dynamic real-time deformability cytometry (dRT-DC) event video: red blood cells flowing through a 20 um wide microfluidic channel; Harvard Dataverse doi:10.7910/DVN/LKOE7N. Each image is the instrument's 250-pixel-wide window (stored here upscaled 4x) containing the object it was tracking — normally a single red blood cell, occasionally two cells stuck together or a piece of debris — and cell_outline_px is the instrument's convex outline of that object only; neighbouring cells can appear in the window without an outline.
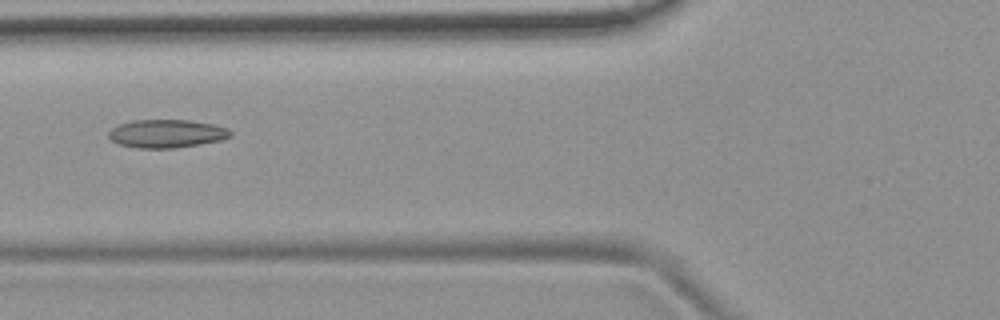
{"species": "common noctule bat (a hibernating species)", "species_latin": "Nyctalus noctula", "temperature_condition": "room temperature", "stored_images_in_passage": 40, "camera_frame_rate_fps": 3000, "um_per_image_px": 0.085, "animal": {"sex": "female", "body_mass_g": 19.9}, "frame": {"image": 1, "passage_image": 7, "time_ms": 2.0, "image_size_px": [1000, 320], "cell_outline_px": [[232, 136], [220, 140], [172, 148], [140, 148], [120, 144], [112, 140], [108, 136], [108, 132], [112, 128], [120, 124], [132, 120], [188, 120], [212, 124], [228, 128], [232, 132]], "centroid_in_image_um": [14.16, 11.35], "position_along_channel_um": 111.6, "area_um2": 19.77}}
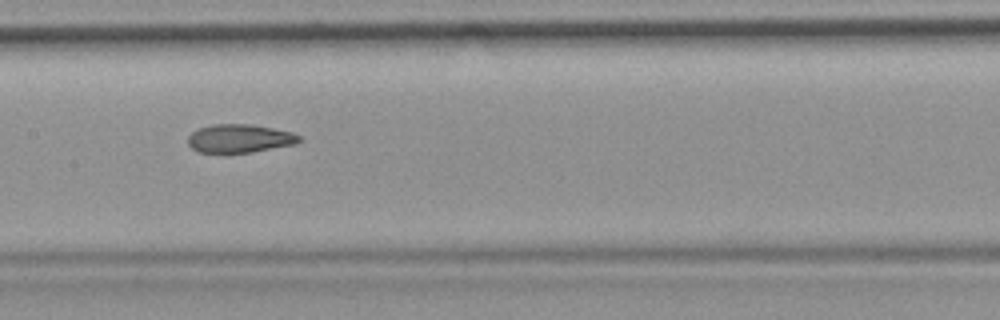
{"frame": {"image": 2, "passage_image": 13, "time_ms": 4.0, "image_size_px": [1000, 320], "cell_outline_px": [[300, 140], [296, 144], [252, 152], [196, 152], [188, 144], [188, 136], [192, 132], [200, 128], [212, 124], [252, 124], [292, 132], [300, 136]], "centroid_in_image_um": [20.36, 11.76], "position_along_channel_um": 187.0, "area_um2": 18.32}}
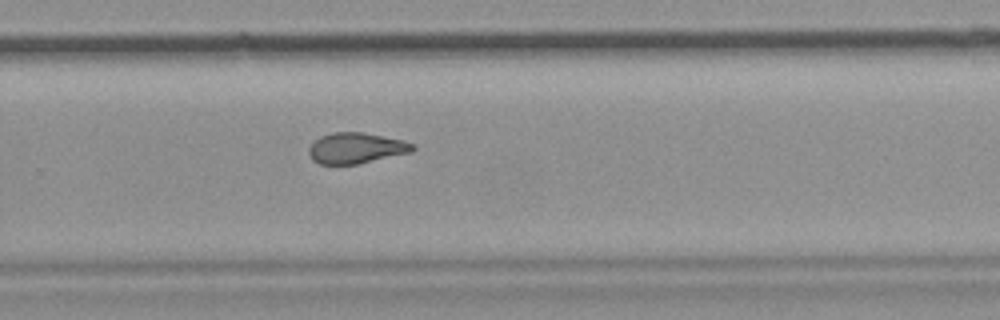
{"frame": {"image": 3, "passage_image": 22, "time_ms": 7.0, "image_size_px": [1000, 320], "cell_outline_px": [[416, 148], [412, 152], [356, 164], [320, 164], [312, 160], [308, 152], [308, 148], [320, 136], [332, 132], [364, 132], [404, 140], [416, 144]], "centroid_in_image_um": [30.29, 12.58], "position_along_channel_um": 299.5, "area_um2": 18.73}, "authors_computed_cell_mechanics": {"area_um2": 19.2474, "velocity_mm_per_s": 3.7708, "shape_relaxation_time_tau1_ms": null, "shape_relaxation_time_tau2_ms": 2.5784, "deformation_change_tau1": null, "deformation_change_tau2": 0.0915}}